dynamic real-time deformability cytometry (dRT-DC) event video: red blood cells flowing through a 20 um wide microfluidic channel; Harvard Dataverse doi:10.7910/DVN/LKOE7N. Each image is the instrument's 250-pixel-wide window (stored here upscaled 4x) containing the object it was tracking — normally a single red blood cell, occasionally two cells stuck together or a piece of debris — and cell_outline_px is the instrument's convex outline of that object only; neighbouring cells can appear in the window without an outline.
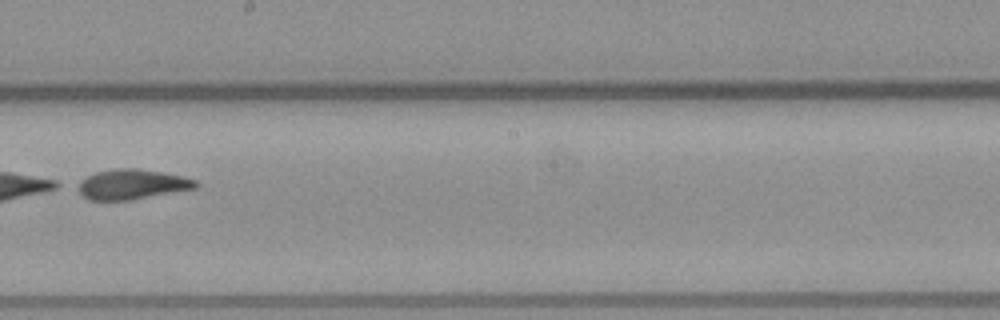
{"species": "common noctule bat (a hibernating species)", "species_latin": "Nyctalus noctula", "temperature_condition": "warm", "stored_images_in_passage": 9, "camera_frame_rate_fps": 3000, "um_per_image_px": 0.085, "animal": {"sex": "male", "body_mass_g": 23.1, "forearm_length_mm": 52.7}, "frame": {"image": 1, "passage_image": 8, "time_ms": 9.333, "image_size_px": [1000, 320], "cell_outline_px": [[200, 184], [196, 188], [128, 200], [88, 200], [72, 188], [72, 184], [96, 172], [116, 168], [136, 168], [160, 172], [180, 176], [196, 180]], "centroid_in_image_um": [11.1, 15.67], "position_along_channel_um": 237.1, "area_um2": 20.75}}
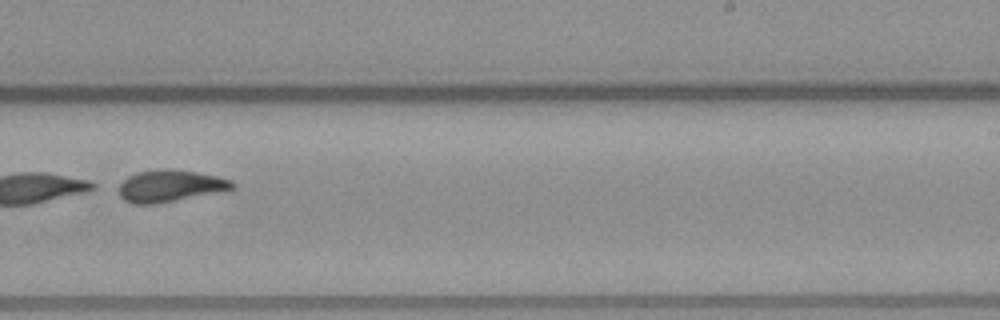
{"frame": {"image": 2, "passage_image": 9, "time_ms": 10.333, "image_size_px": [1000, 320], "cell_outline_px": [[236, 188], [156, 204], [132, 204], [124, 200], [120, 196], [120, 184], [128, 176], [136, 172], [196, 172], [216, 176], [232, 180], [236, 184]], "centroid_in_image_um": [14.47, 15.85], "position_along_channel_um": 274.5, "area_um2": 20.06}}